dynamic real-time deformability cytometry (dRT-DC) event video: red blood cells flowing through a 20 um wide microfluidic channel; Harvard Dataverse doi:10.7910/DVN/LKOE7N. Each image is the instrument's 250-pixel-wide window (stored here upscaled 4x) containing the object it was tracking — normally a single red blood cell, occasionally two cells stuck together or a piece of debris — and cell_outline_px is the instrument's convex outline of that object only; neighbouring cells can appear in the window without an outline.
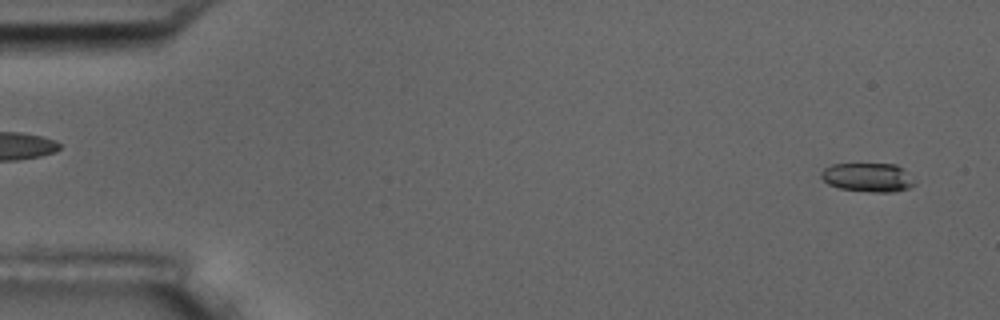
{"species": "common noctule bat (a hibernating species)", "species_latin": "Nyctalus noctula", "temperature_condition": "room temperature", "stored_images_in_passage": 3, "camera_frame_rate_fps": 3000, "um_per_image_px": 0.085, "animal": {"sex": "male", "body_mass_g": 17.5, "forearm_length_mm": 52.3}, "frame": {"image": 1, "passage_image": 3, "time_ms": 0.667, "image_size_px": [1000, 320], "cell_outline_px": [[916, 184], [908, 188], [896, 192], [872, 192], [840, 188], [828, 184], [820, 176], [820, 172], [824, 168], [832, 164], [896, 164], [904, 168], [916, 180]], "centroid_in_image_um": [73.82, 15.07], "position_along_channel_um": 11.2, "area_um2": 15.95}}